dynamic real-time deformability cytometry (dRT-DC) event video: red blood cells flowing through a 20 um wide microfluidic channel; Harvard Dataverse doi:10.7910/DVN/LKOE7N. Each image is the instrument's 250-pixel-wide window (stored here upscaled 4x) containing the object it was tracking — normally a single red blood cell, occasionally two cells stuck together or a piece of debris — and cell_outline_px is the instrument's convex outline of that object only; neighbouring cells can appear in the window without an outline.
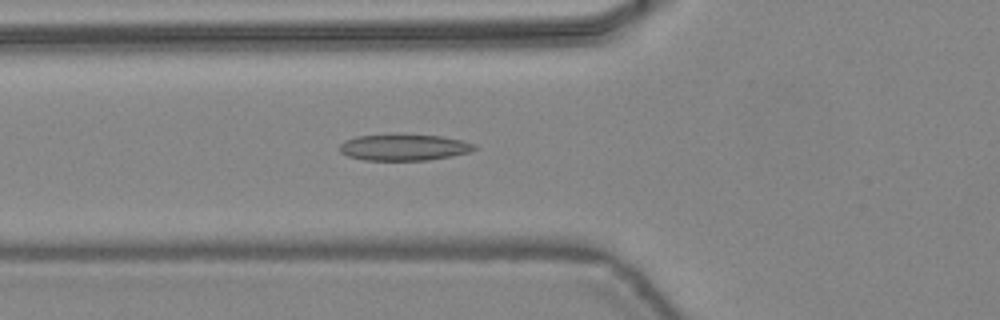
{"species": "common noctule bat (a hibernating species)", "species_latin": "Nyctalus noctula", "temperature_condition": "warm", "stored_images_in_passage": 47, "camera_frame_rate_fps": 3000, "um_per_image_px": 0.085, "animal": {"sex": "female", "body_mass_g": 24.6, "forearm_length_mm": 56.2}, "frame": {"image": 1, "passage_image": 18, "time_ms": 5.667, "image_size_px": [1000, 320], "cell_outline_px": [[476, 148], [468, 152], [452, 156], [428, 160], [364, 160], [348, 156], [340, 152], [340, 144], [344, 140], [356, 136], [440, 136], [460, 140], [476, 144]], "centroid_in_image_um": [34.32, 12.55], "position_along_channel_um": 91.5, "area_um2": 20.06}}
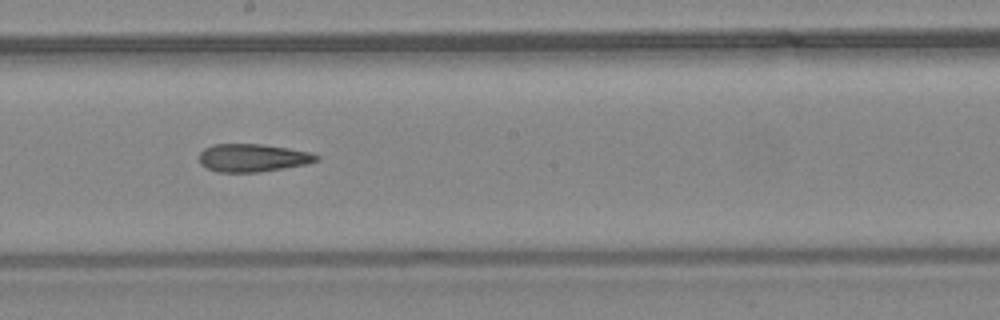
{"frame": {"image": 2, "passage_image": 27, "time_ms": 8.667, "image_size_px": [1000, 320], "cell_outline_px": [[320, 160], [308, 164], [260, 172], [216, 172], [200, 164], [200, 152], [204, 148], [212, 144], [260, 144], [288, 148], [308, 152], [320, 156]], "centroid_in_image_um": [21.48, 13.42], "position_along_channel_um": 226.7, "area_um2": 19.13}}
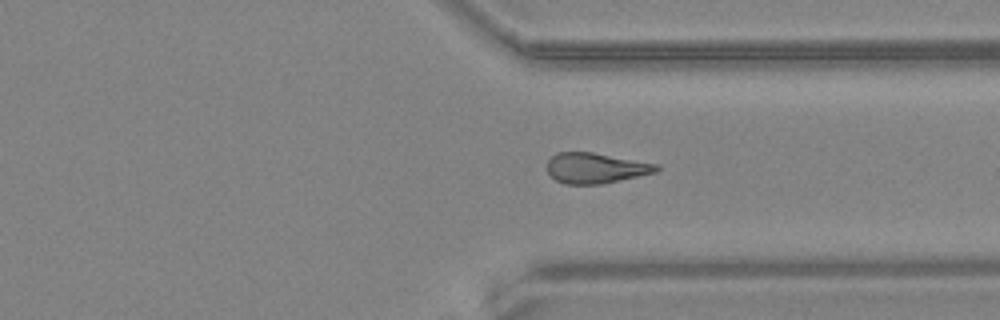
{"frame": {"image": 3, "passage_image": 36, "time_ms": 11.667, "image_size_px": [1000, 320], "cell_outline_px": [[660, 168], [656, 172], [604, 184], [564, 184], [556, 180], [548, 172], [548, 160], [556, 152], [592, 152], [660, 164]], "centroid_in_image_um": [50.66, 14.28], "position_along_channel_um": 360.7, "area_um2": 19.48}, "authors_computed_cell_mechanics": {"area_um2": 19.8254, "velocity_mm_per_s": 4.4724, "shape_relaxation_time_tau1_ms": null, "shape_relaxation_time_tau2_ms": 6.1415, "deformation_change_tau1": null, "deformation_change_tau2": 0.188}}